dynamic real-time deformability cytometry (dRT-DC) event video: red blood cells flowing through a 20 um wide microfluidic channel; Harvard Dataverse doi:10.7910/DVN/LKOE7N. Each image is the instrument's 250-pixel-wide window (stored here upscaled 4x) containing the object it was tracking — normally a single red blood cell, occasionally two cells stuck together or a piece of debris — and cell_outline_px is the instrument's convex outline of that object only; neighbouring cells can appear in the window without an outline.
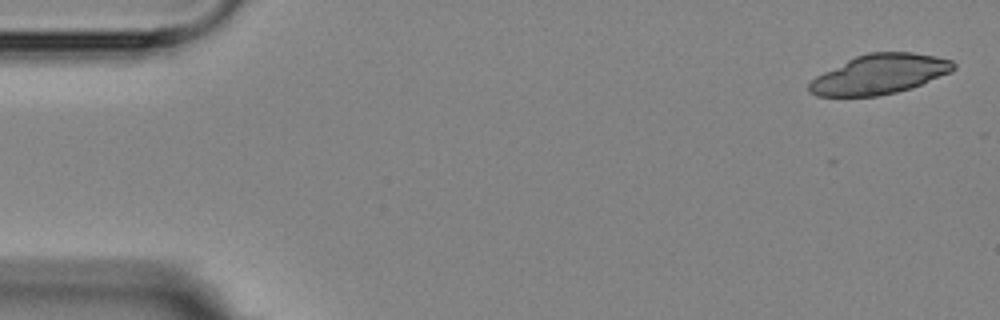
{"species": "Egyptian fruit bat (a non-hibernating species)", "species_latin": "Rousettus aegyptiacus", "temperature_condition": "room temperature", "stored_images_in_passage": 4, "camera_frame_rate_fps": 3000, "um_per_image_px": 0.085, "animal": {"sex": "female"}, "frame": {"image": 1, "passage_image": 1, "time_ms": 0.0, "image_size_px": [1000, 320], "cell_outline_px": [[956, 68], [952, 72], [912, 88], [896, 92], [876, 96], [816, 96], [808, 92], [808, 84], [816, 76], [856, 56], [868, 52], [912, 52], [936, 56], [952, 60], [956, 64]], "centroid_in_image_um": [74.8, 6.31], "position_along_channel_um": 10.2, "area_um2": 33.41}}